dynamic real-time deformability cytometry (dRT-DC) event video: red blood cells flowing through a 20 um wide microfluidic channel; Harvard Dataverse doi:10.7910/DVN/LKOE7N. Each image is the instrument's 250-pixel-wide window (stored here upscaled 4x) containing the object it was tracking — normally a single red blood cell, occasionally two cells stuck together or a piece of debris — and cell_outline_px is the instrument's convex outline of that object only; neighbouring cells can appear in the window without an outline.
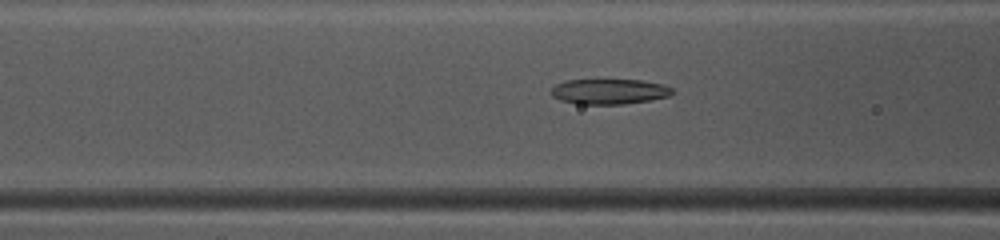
{"species": "common noctule bat (a hibernating species)", "species_latin": "Nyctalus noctula", "temperature_condition": "warm", "stored_images_in_passage": 49, "camera_frame_rate_fps": 3000, "um_per_image_px": 0.085, "animal": {"sex": "female", "body_mass_g": 10.0, "forearm_length_mm": 53.1}, "frame": {"image": 1, "passage_image": 20, "time_ms": 6.333, "image_size_px": [1000, 240], "cell_outline_px": [[676, 92], [668, 96], [648, 100], [624, 104], [576, 104], [560, 100], [552, 96], [552, 88], [556, 84], [568, 80], [644, 80], [664, 84], [672, 88]], "centroid_in_image_um": [51.81, 7.78], "position_along_channel_um": 114.8, "area_um2": 17.86}}
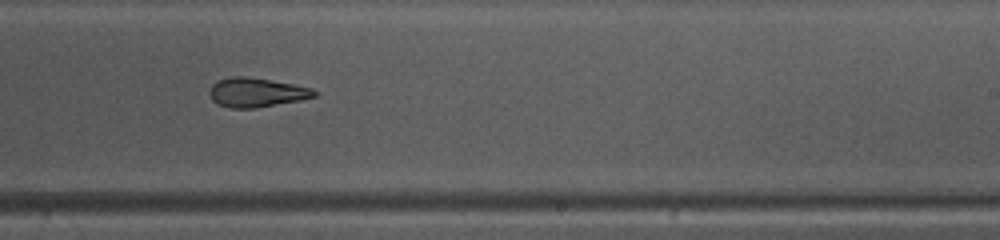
{"frame": {"image": 2, "passage_image": 31, "time_ms": 10.0, "image_size_px": [1000, 240], "cell_outline_px": [[316, 96], [300, 100], [256, 108], [228, 108], [216, 104], [212, 100], [208, 92], [212, 84], [220, 80], [232, 76], [244, 76], [292, 84], [312, 88], [316, 92]], "centroid_in_image_um": [21.75, 7.87], "position_along_channel_um": 267.2, "area_um2": 17.74}}
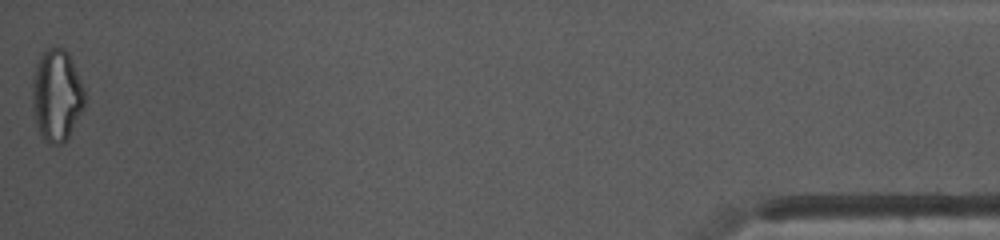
{"frame": {"image": 3, "passage_image": 49, "time_ms": 16.0, "image_size_px": [1000, 240], "cell_outline_px": [[84, 108], [68, 140], [64, 144], [48, 144], [40, 136], [36, 124], [32, 108], [32, 80], [36, 64], [40, 52], [48, 48], [64, 48], [68, 52], [84, 88]], "centroid_in_image_um": [4.8, 8.14], "position_along_channel_um": 430.4, "area_um2": 28.55}, "authors_computed_cell_mechanics": {"area_um2": 19.074, "velocity_mm_per_s": 4.147, "shape_relaxation_time_tau1_ms": 7.3745, "shape_relaxation_time_tau2_ms": 3.4506, "deformation_change_tau1": 0.225, "deformation_change_tau2": 0.1175}}